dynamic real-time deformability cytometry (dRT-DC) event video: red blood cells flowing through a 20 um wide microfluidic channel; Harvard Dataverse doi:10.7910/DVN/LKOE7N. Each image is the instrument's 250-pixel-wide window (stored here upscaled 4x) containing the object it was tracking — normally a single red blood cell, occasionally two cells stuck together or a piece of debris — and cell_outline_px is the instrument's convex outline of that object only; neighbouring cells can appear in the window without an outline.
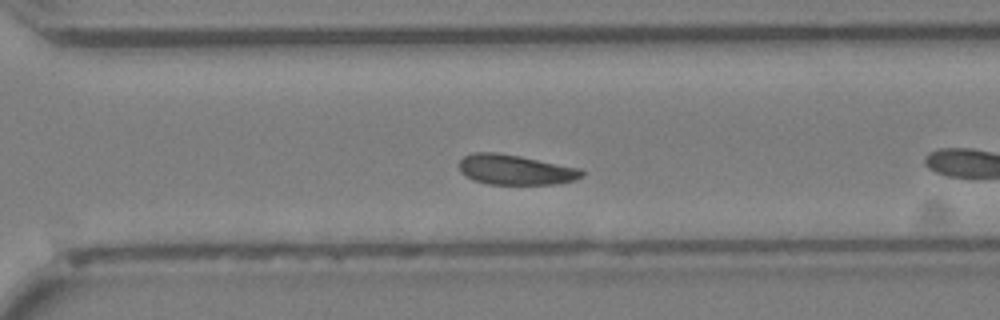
{"species": "Egyptian fruit bat (a non-hibernating species)", "species_latin": "Rousettus aegyptiacus", "temperature_condition": "cold", "stored_images_in_passage": 31, "camera_frame_rate_fps": 3000, "um_per_image_px": 0.085, "animal": {"sex": "female"}, "frame": {"image": 1, "passage_image": 18, "time_ms": 5.667, "image_size_px": [1000, 320], "cell_outline_px": [[584, 176], [576, 180], [552, 184], [488, 184], [464, 176], [460, 172], [460, 160], [464, 156], [472, 152], [496, 152], [520, 156], [580, 168], [584, 172]], "centroid_in_image_um": [43.81, 14.42], "position_along_channel_um": 326.8, "area_um2": 21.5}}